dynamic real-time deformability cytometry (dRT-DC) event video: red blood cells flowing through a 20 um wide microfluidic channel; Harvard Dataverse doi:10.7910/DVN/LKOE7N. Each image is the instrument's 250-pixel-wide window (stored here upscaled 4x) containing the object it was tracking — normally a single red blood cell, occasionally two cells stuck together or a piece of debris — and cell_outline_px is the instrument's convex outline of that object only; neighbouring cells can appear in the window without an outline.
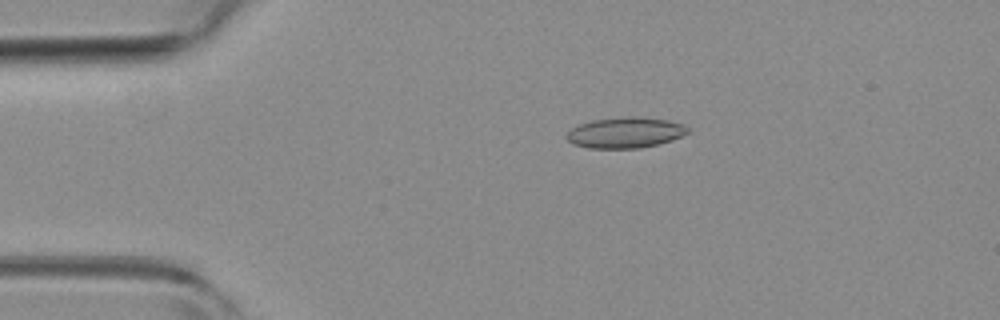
{"species": "common noctule bat (a hibernating species)", "species_latin": "Nyctalus noctula", "temperature_condition": "room temperature", "stored_images_in_passage": 4, "camera_frame_rate_fps": 3000, "um_per_image_px": 0.085, "animal": {"sex": "female", "body_mass_g": 19.3, "forearm_length_mm": 54.1}, "frame": {"image": 1, "passage_image": 2, "time_ms": 0.333, "image_size_px": [1000, 320], "cell_outline_px": [[692, 128], [688, 132], [672, 140], [660, 144], [640, 148], [588, 148], [572, 144], [564, 136], [572, 128], [580, 124], [592, 120], [628, 116], [636, 116], [668, 120], [684, 124]], "centroid_in_image_um": [53.17, 11.27], "position_along_channel_um": 31.8, "area_um2": 21.91}}
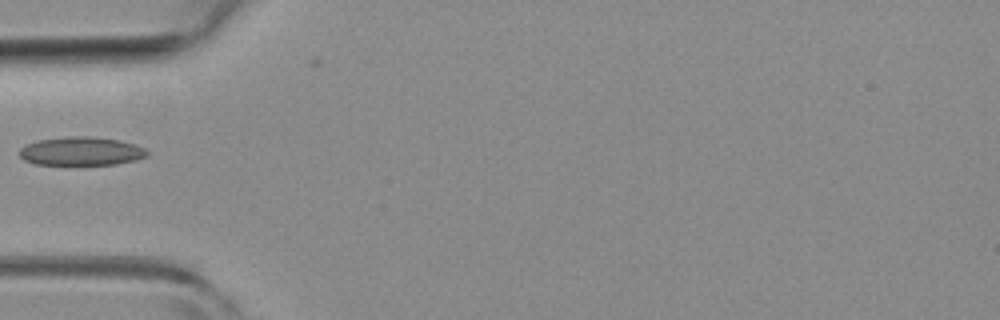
{"frame": {"image": 2, "passage_image": 4, "time_ms": 1.0, "image_size_px": [1000, 320], "cell_outline_px": [[148, 156], [136, 160], [116, 164], [36, 164], [24, 160], [20, 156], [20, 148], [36, 140], [68, 136], [92, 136], [120, 140], [136, 144], [144, 148], [148, 152]], "centroid_in_image_um": [6.93, 12.84], "position_along_channel_um": 78.1, "area_um2": 21.27}}